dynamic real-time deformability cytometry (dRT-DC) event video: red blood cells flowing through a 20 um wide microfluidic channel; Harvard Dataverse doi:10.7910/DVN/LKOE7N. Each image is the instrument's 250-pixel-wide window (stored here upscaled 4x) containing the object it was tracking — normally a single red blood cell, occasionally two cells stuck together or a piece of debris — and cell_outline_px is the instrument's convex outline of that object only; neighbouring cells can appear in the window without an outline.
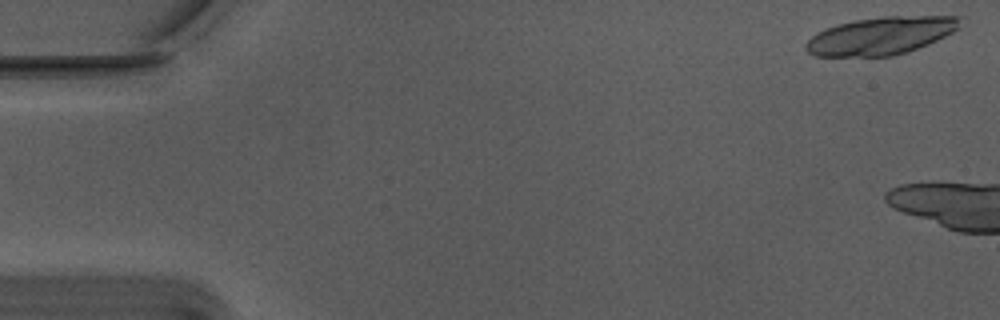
{"species": "Egyptian fruit bat (a non-hibernating species)", "species_latin": "Rousettus aegyptiacus", "temperature_condition": "warm", "stored_images_in_passage": 15, "camera_frame_rate_fps": 3000, "um_per_image_px": 0.085, "animal": {"sex": "male"}, "frame": {"image": 1, "passage_image": 1, "time_ms": 0.0, "image_size_px": [1000, 320], "cell_outline_px": [[960, 28], [928, 44], [892, 56], [816, 56], [808, 52], [804, 48], [804, 44], [816, 32], [824, 28], [836, 24], [852, 20], [884, 16], [960, 16]], "centroid_in_image_um": [74.82, 3.03], "position_along_channel_um": 10.2, "area_um2": 33.87}}